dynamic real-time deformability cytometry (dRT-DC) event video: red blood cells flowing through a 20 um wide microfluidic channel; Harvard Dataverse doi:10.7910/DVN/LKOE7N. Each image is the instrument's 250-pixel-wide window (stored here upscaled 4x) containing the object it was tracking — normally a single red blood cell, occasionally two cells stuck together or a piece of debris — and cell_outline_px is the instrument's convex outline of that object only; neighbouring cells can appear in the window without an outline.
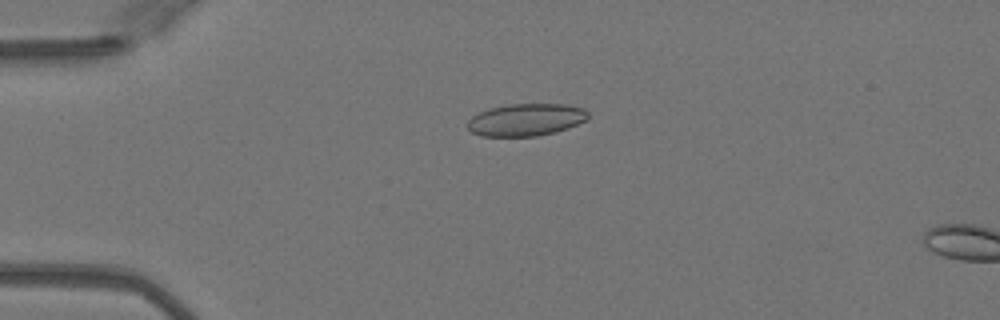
{"species": "Egyptian fruit bat (a non-hibernating species)", "species_latin": "Rousettus aegyptiacus", "temperature_condition": "warm", "stored_images_in_passage": 7, "camera_frame_rate_fps": 3000, "um_per_image_px": 0.085, "animal": {"sex": "female"}, "frame": {"image": 1, "passage_image": 4, "time_ms": 1.0, "image_size_px": [1000, 320], "cell_outline_px": [[588, 120], [568, 128], [556, 132], [536, 136], [480, 136], [472, 132], [468, 128], [468, 120], [472, 116], [488, 108], [508, 104], [564, 104], [584, 108], [588, 112]], "centroid_in_image_um": [44.72, 10.18], "position_along_channel_um": 40.3, "area_um2": 22.83}}